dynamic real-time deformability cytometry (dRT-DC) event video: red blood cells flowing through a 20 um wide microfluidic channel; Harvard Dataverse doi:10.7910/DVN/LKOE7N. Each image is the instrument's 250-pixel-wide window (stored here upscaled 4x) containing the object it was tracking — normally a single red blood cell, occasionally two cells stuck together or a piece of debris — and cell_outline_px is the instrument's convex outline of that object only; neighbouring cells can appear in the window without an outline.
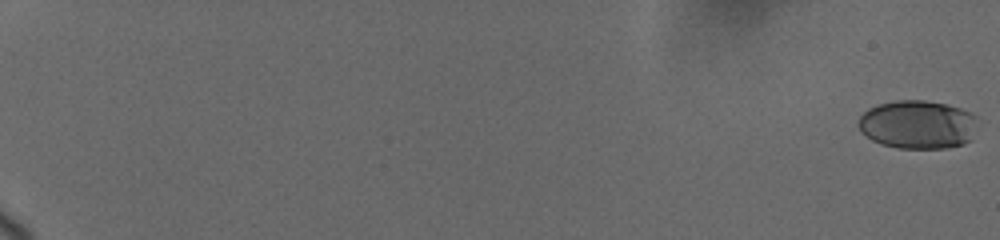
{"species": "human", "species_latin": "Homo sapiens", "temperature_condition": "cold", "stored_images_in_passage": 39, "camera_frame_rate_fps": 3000, "um_per_image_px": 0.085, "donor": {"sex": "female"}, "frame": {"image": 1, "passage_image": 1, "time_ms": 0.0, "image_size_px": [1000, 240], "cell_outline_px": [[976, 116], [972, 140], [964, 144], [948, 148], [900, 148], [880, 144], [872, 140], [860, 132], [860, 116], [868, 108], [880, 104], [896, 100], [924, 100], [948, 104], [972, 112]], "centroid_in_image_um": [78.02, 10.59], "position_along_channel_um": 7.0, "area_um2": 33.81}}
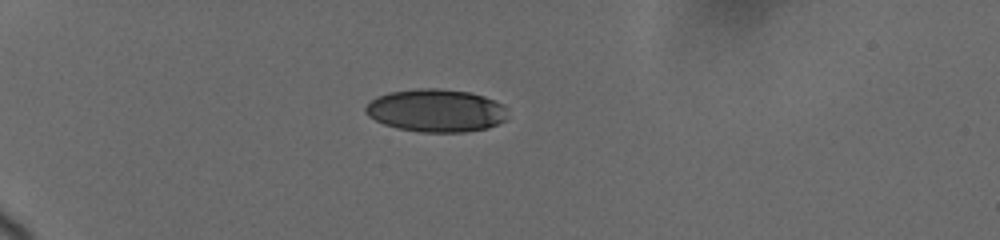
{"frame": {"image": 2, "passage_image": 27, "time_ms": 6.333, "image_size_px": [1000, 240], "cell_outline_px": [[508, 120], [488, 128], [464, 132], [420, 132], [400, 128], [384, 124], [368, 116], [364, 112], [364, 108], [376, 96], [388, 92], [416, 88], [440, 88], [468, 92], [484, 96], [496, 100], [504, 104], [508, 108]], "centroid_in_image_um": [37.12, 9.39], "position_along_channel_um": 47.9, "area_um2": 35.95}}
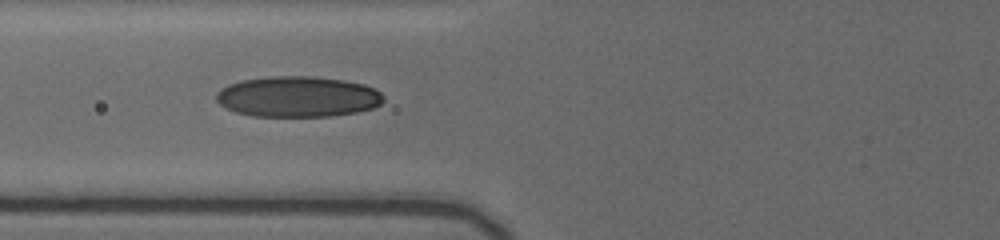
{"frame": {"image": 3, "passage_image": 38, "time_ms": 9.0, "image_size_px": [1000, 240], "cell_outline_px": [[384, 100], [380, 104], [372, 108], [356, 112], [328, 116], [252, 116], [236, 112], [224, 108], [216, 100], [216, 92], [220, 88], [228, 84], [240, 80], [268, 76], [312, 76], [344, 80], [364, 84], [376, 88], [384, 96]], "centroid_in_image_um": [25.29, 8.21], "position_along_channel_um": 100.5, "area_um2": 40.0}}